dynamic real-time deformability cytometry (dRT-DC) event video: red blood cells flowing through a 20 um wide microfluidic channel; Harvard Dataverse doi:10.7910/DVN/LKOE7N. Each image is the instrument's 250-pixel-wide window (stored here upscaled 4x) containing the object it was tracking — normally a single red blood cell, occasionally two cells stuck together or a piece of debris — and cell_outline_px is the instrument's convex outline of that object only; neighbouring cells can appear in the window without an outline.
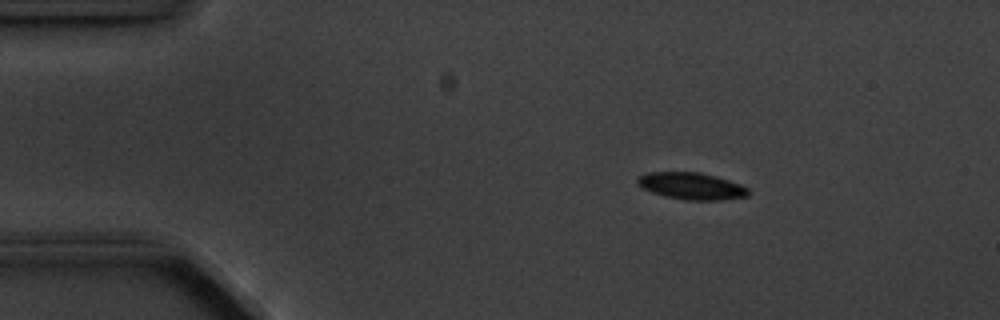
{"species": "common noctule bat (a hibernating species)", "species_latin": "Nyctalus noctula", "temperature_condition": "cold", "stored_images_in_passage": 4, "camera_frame_rate_fps": 3000, "um_per_image_px": 0.085, "animal": {"sex": "male", "body_mass_g": 20.1, "forearm_length_mm": 53.5}, "frame": {"image": 1, "passage_image": 2, "time_ms": 2.0, "image_size_px": [1000, 320], "cell_outline_px": [[752, 192], [748, 196], [724, 200], [684, 200], [664, 196], [652, 192], [636, 184], [636, 176], [648, 172], [700, 172], [716, 176], [740, 184], [748, 188]], "centroid_in_image_um": [58.78, 15.81], "position_along_channel_um": 26.2, "area_um2": 17.63}}